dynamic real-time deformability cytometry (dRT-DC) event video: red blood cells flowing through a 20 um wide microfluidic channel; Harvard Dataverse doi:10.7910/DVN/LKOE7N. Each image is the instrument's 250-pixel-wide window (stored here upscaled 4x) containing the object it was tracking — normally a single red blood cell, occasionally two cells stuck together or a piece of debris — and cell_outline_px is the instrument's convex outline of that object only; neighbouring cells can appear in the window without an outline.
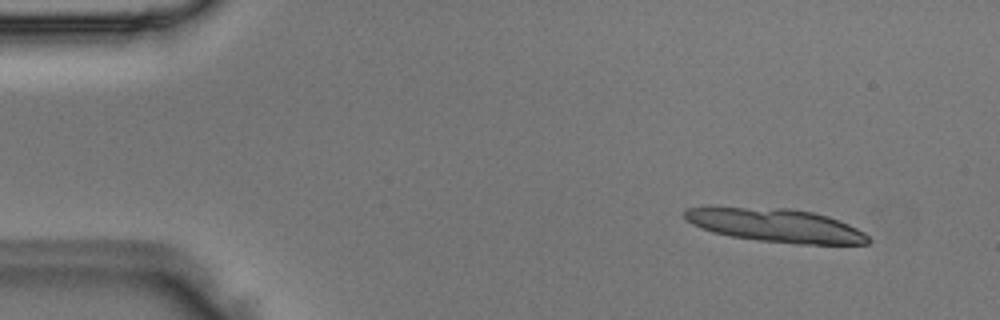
{"species": "Egyptian fruit bat (a non-hibernating species)", "species_latin": "Rousettus aegyptiacus", "temperature_condition": "room temperature", "stored_images_in_passage": 8, "camera_frame_rate_fps": 3000, "um_per_image_px": 0.085, "animal": {"sex": "male"}, "frame": {"image": 1, "passage_image": 2, "time_ms": 0.333, "image_size_px": [1000, 320], "cell_outline_px": [[872, 240], [868, 244], [796, 244], [760, 240], [732, 236], [712, 232], [700, 228], [692, 224], [684, 216], [684, 208], [708, 204], [792, 208], [812, 212], [828, 216], [848, 224], [864, 232]], "centroid_in_image_um": [65.83, 19.1], "position_along_channel_um": 19.2, "area_um2": 36.93}}
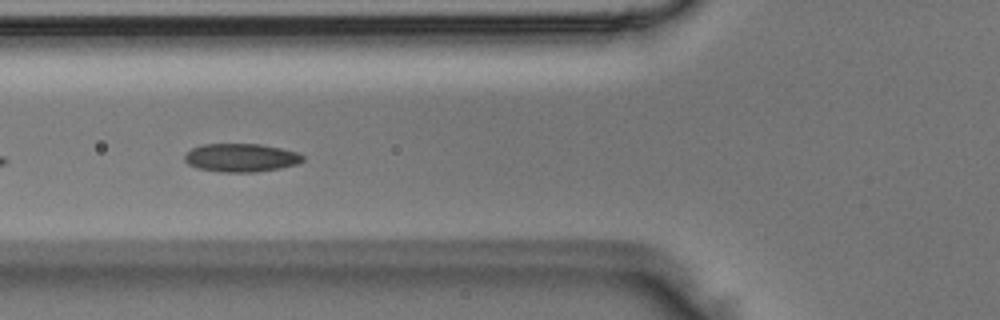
{"frame": {"image": 2, "passage_image": 6, "time_ms": 1.667, "image_size_px": [1000, 320], "cell_outline_px": [[304, 160], [296, 164], [280, 168], [256, 172], [220, 172], [196, 168], [188, 164], [184, 160], [184, 152], [192, 148], [204, 144], [260, 144], [280, 148], [296, 152], [304, 156]], "centroid_in_image_um": [20.44, 13.41], "position_along_channel_um": 105.4, "area_um2": 19.59}}
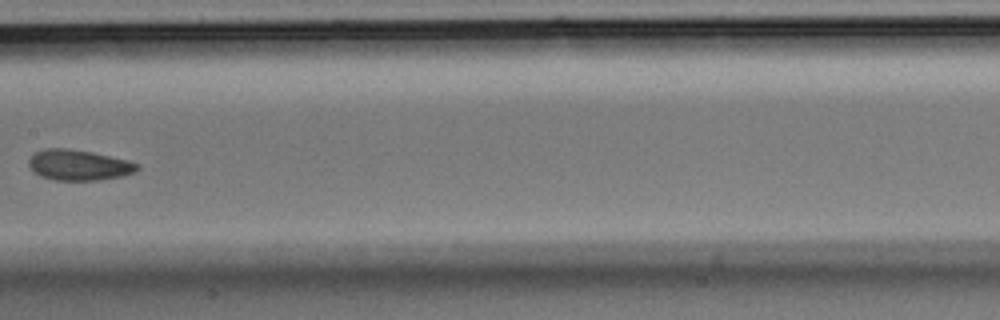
{"frame": {"image": 3, "passage_image": 8, "time_ms": 2.333, "image_size_px": [1000, 320], "cell_outline_px": [[140, 168], [136, 172], [124, 176], [100, 180], [56, 180], [40, 176], [32, 172], [28, 164], [28, 160], [32, 152], [44, 148], [68, 148], [92, 152], [128, 160], [140, 164]], "centroid_in_image_um": [6.68, 14.02], "position_along_channel_um": 200.7, "area_um2": 19.77}}